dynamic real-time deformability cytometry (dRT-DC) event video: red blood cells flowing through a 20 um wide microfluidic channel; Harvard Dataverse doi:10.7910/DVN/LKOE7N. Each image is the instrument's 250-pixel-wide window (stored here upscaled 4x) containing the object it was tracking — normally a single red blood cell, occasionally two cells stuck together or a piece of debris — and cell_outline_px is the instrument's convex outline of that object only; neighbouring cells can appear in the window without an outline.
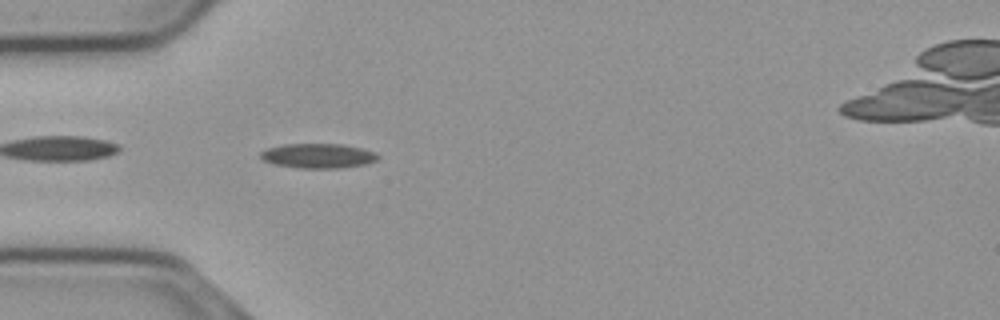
{"species": "common noctule bat (a hibernating species)", "species_latin": "Nyctalus noctula", "temperature_condition": "cold", "stored_images_in_passage": 42, "segment_of_instrument_passage": [1, 2], "camera_frame_rate_fps": 3000, "um_per_image_px": 0.085, "animal": {"sex": "male", "body_mass_g": 23.1, "forearm_length_mm": 52.7}, "frame": {"image": 1, "passage_image": 2, "time_ms": 0.333, "image_size_px": [1000, 320], "cell_outline_px": [[380, 156], [376, 160], [364, 164], [336, 168], [300, 168], [276, 164], [264, 160], [260, 156], [260, 152], [268, 148], [284, 144], [340, 144], [360, 148], [376, 152]], "centroid_in_image_um": [27.04, 13.24], "position_along_channel_um": 58.0, "area_um2": 16.59}}
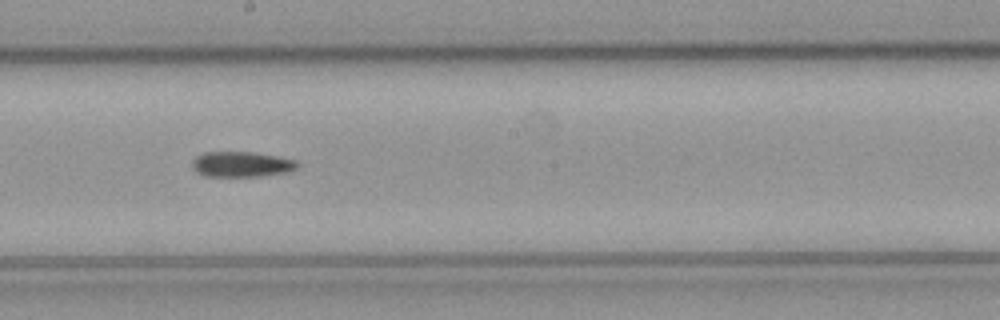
{"frame": {"image": 2, "passage_image": 16, "time_ms": 5.0, "image_size_px": [1000, 320], "cell_outline_px": [[300, 164], [296, 168], [288, 172], [260, 176], [204, 176], [196, 172], [192, 168], [192, 160], [196, 156], [204, 152], [252, 152], [276, 156], [296, 160]], "centroid_in_image_um": [20.51, 13.96], "position_along_channel_um": 227.7, "area_um2": 15.61}}
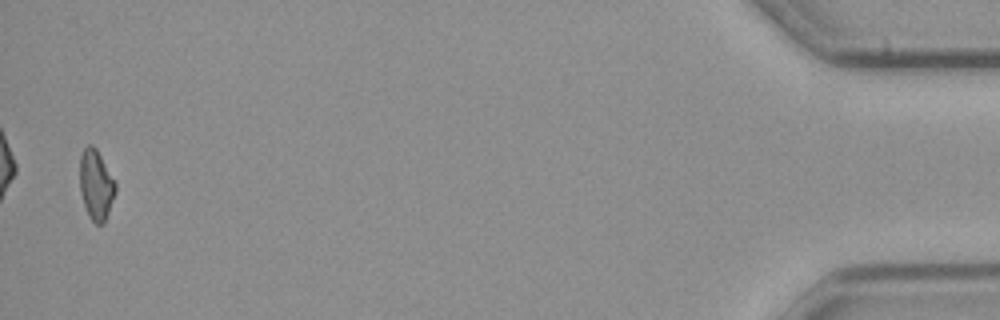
{"frame": {"image": 3, "passage_image": 40, "time_ms": 13.0, "image_size_px": [1000, 320], "cell_outline_px": [[116, 192], [104, 224], [96, 224], [88, 216], [80, 192], [80, 156], [84, 148], [88, 144], [92, 144], [96, 148], [116, 180]], "centroid_in_image_um": [8.18, 15.7], "position_along_channel_um": 427.0, "area_um2": 14.8}}